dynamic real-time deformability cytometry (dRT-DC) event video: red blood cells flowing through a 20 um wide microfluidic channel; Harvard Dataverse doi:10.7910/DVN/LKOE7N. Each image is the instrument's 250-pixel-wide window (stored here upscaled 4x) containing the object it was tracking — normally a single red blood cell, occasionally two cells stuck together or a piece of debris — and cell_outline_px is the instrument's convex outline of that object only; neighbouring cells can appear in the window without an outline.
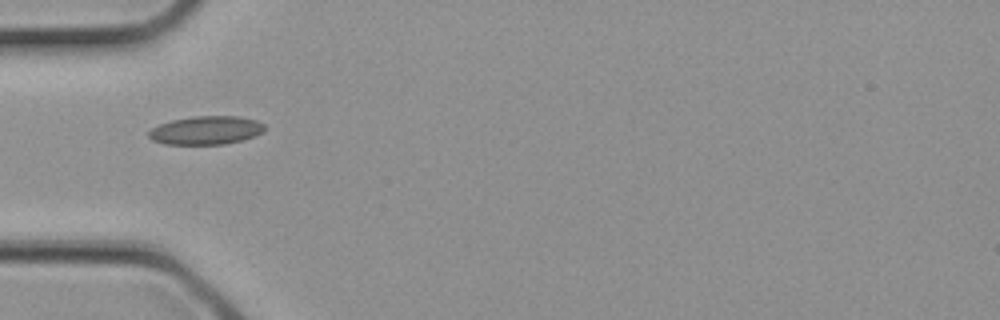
{"species": "common noctule bat (a hibernating species)", "species_latin": "Nyctalus noctula", "temperature_condition": "cold", "stored_images_in_passage": 3, "camera_frame_rate_fps": 3000, "um_per_image_px": 0.085, "animal": {"sex": "female", "body_mass_g": 21.9}, "frame": {"image": 1, "passage_image": 3, "time_ms": 0.667, "image_size_px": [1000, 320], "cell_outline_px": [[264, 132], [256, 136], [244, 140], [224, 144], [164, 144], [152, 140], [148, 136], [148, 132], [152, 128], [160, 124], [172, 120], [196, 116], [240, 116], [256, 120], [264, 124]], "centroid_in_image_um": [17.54, 11.08], "position_along_channel_um": 67.5, "area_um2": 19.31}}